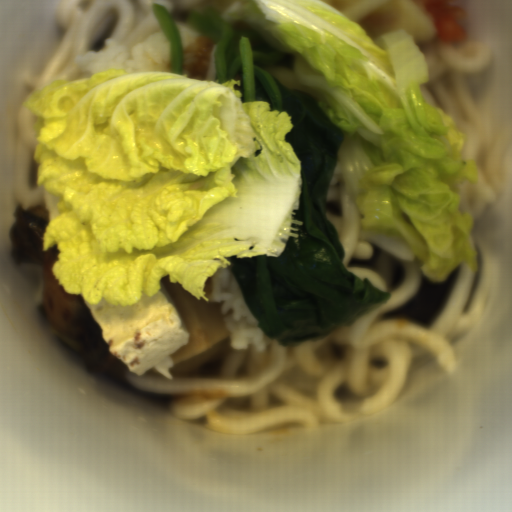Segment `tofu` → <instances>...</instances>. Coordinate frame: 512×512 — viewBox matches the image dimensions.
<instances>
[{
    "label": "tofu",
    "instance_id": "31d398ca",
    "mask_svg": "<svg viewBox=\"0 0 512 512\" xmlns=\"http://www.w3.org/2000/svg\"><path fill=\"white\" fill-rule=\"evenodd\" d=\"M44 208L47 211L48 224L56 219L62 210L58 209L57 204L60 200L59 196H54L46 190L45 186L42 190Z\"/></svg>",
    "mask_w": 512,
    "mask_h": 512
},
{
    "label": "tofu",
    "instance_id": "5b9d583a",
    "mask_svg": "<svg viewBox=\"0 0 512 512\" xmlns=\"http://www.w3.org/2000/svg\"><path fill=\"white\" fill-rule=\"evenodd\" d=\"M159 283L157 294L143 293L138 303L128 306L111 305L105 298L90 305L82 298L101 327L110 354L138 377L157 369L173 380L171 355L188 345L190 334L166 288Z\"/></svg>",
    "mask_w": 512,
    "mask_h": 512
},
{
    "label": "tofu",
    "instance_id": "ead7c124",
    "mask_svg": "<svg viewBox=\"0 0 512 512\" xmlns=\"http://www.w3.org/2000/svg\"><path fill=\"white\" fill-rule=\"evenodd\" d=\"M174 304L183 327L189 333L187 345L179 348L171 358L169 372L185 373L199 370L217 359L231 344L221 307L208 299H196L180 283H170V275L159 281Z\"/></svg>",
    "mask_w": 512,
    "mask_h": 512
}]
</instances>
